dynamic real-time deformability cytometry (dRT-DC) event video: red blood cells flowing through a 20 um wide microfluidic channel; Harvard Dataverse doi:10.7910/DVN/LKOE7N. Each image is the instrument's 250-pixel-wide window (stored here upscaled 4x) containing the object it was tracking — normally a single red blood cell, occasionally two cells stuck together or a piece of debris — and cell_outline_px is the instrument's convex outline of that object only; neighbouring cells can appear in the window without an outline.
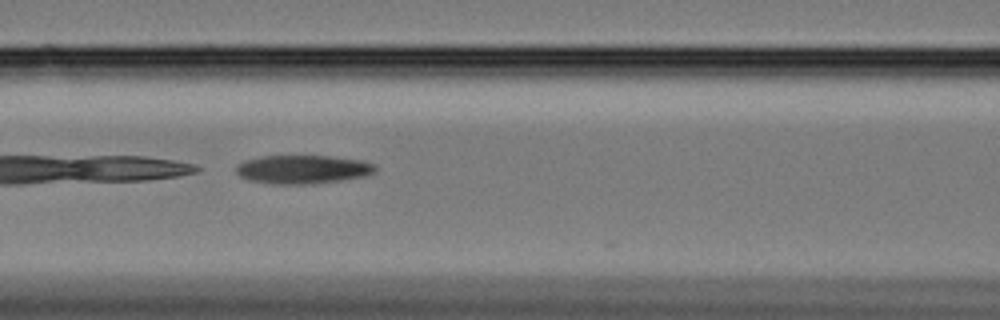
{"species": "Egyptian fruit bat (a non-hibernating species)", "species_latin": "Rousettus aegyptiacus", "temperature_condition": "cold", "stored_images_in_passage": 29, "camera_frame_rate_fps": 3000, "um_per_image_px": 0.085, "animal": {"sex": "female"}, "frame": {"image": 1, "passage_image": 14, "time_ms": 4.333, "image_size_px": [1000, 320], "cell_outline_px": [[376, 172], [364, 176], [340, 180], [312, 184], [272, 184], [248, 180], [240, 176], [236, 172], [236, 164], [244, 160], [260, 156], [328, 156], [364, 160], [372, 164], [376, 168]], "centroid_in_image_um": [25.7, 14.39], "position_along_channel_um": 140.9, "area_um2": 23.29}}